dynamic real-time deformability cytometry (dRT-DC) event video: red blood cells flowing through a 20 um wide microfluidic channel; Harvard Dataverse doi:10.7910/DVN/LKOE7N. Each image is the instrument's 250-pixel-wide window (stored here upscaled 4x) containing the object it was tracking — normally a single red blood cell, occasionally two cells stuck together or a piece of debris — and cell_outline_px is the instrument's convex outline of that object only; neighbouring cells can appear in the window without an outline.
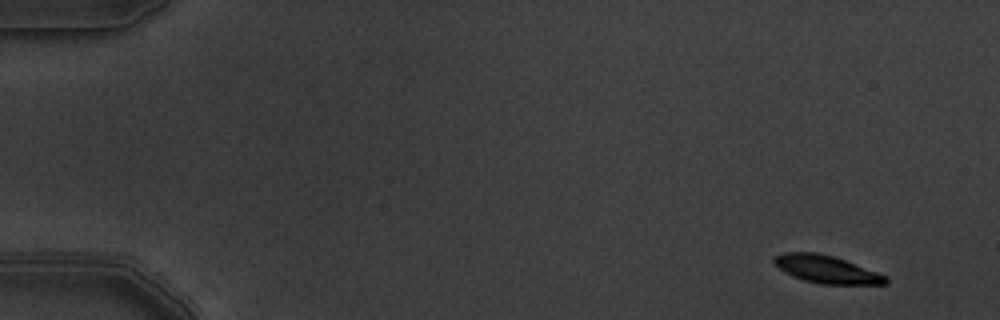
{"species": "common noctule bat (a hibernating species)", "species_latin": "Nyctalus noctula", "temperature_condition": "warm", "stored_images_in_passage": 5, "camera_frame_rate_fps": 3000, "um_per_image_px": 0.085, "animal": {"sex": "male", "body_mass_g": 19.5, "forearm_length_mm": 54.6}, "frame": {"image": 1, "passage_image": 1, "time_ms": 0.0, "image_size_px": [1000, 320], "cell_outline_px": [[888, 284], [820, 284], [804, 280], [792, 276], [784, 272], [772, 260], [776, 256], [784, 252], [816, 252], [832, 256], [844, 260], [888, 276]], "centroid_in_image_um": [70.26, 22.9], "position_along_channel_um": 14.7, "area_um2": 17.8}}
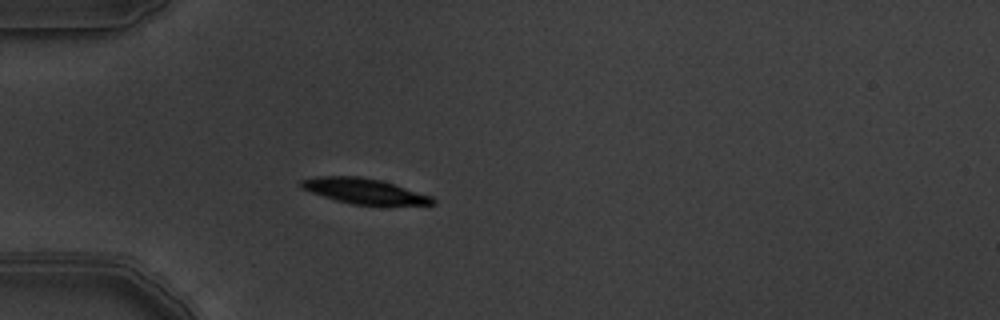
{"frame": {"image": 2, "passage_image": 5, "time_ms": 1.333, "image_size_px": [1000, 320], "cell_outline_px": [[436, 204], [352, 204], [336, 200], [300, 188], [300, 180], [316, 176], [360, 176], [380, 180], [432, 196], [436, 200]], "centroid_in_image_um": [30.92, 16.22], "position_along_channel_um": 54.1, "area_um2": 19.02}}